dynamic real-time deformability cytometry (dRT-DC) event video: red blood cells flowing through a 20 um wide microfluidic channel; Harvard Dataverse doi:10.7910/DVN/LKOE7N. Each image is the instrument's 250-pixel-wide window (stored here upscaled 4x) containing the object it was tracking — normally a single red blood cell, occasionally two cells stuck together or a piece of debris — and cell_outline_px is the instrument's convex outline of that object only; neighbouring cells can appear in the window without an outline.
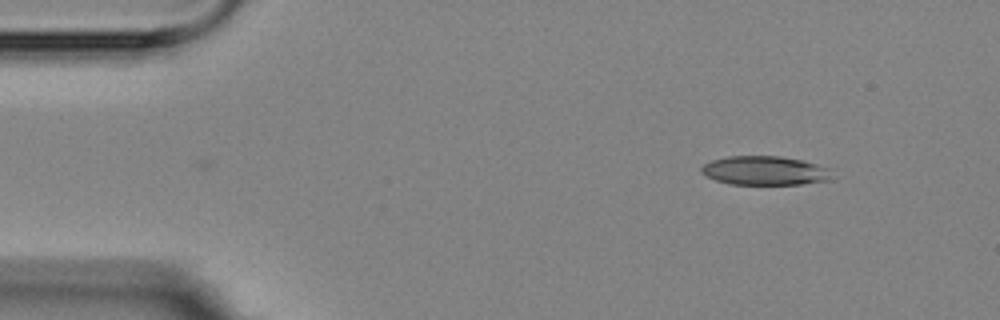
{"species": "Egyptian fruit bat (a non-hibernating species)", "species_latin": "Rousettus aegyptiacus", "temperature_condition": "room temperature", "stored_images_in_passage": 3, "camera_frame_rate_fps": 3000, "um_per_image_px": 0.085, "animal": {"sex": "female"}, "frame": {"image": 1, "passage_image": 3, "time_ms": 2.0, "image_size_px": [1000, 320], "cell_outline_px": [[832, 180], [804, 184], [728, 184], [704, 176], [700, 172], [700, 168], [704, 164], [712, 160], [728, 156], [780, 156], [804, 160], [828, 168]], "centroid_in_image_um": [64.98, 14.5], "position_along_channel_um": 20.0, "area_um2": 22.2}}